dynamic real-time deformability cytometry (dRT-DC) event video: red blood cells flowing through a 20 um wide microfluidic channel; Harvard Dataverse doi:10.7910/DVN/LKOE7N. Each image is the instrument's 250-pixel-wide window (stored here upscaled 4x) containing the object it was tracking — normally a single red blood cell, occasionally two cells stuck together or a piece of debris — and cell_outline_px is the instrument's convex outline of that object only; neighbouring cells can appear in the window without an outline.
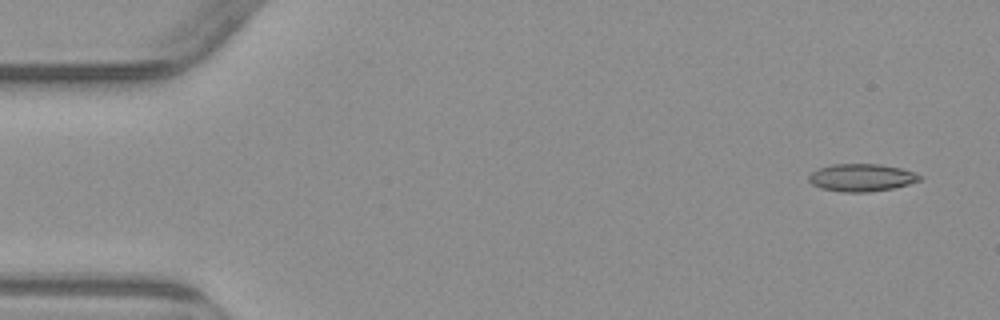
{"species": "common noctule bat (a hibernating species)", "species_latin": "Nyctalus noctula", "temperature_condition": "warm", "stored_images_in_passage": 4, "camera_frame_rate_fps": 3000, "um_per_image_px": 0.085, "animal": {"sex": "male", "body_mass_g": 23.1, "forearm_length_mm": 52.7}, "frame": {"image": 1, "passage_image": 1, "time_ms": 0.0, "image_size_px": [1000, 320], "cell_outline_px": [[924, 176], [920, 180], [908, 184], [892, 188], [868, 192], [844, 192], [820, 188], [812, 184], [808, 180], [808, 176], [812, 172], [820, 168], [832, 164], [880, 164], [900, 168]], "centroid_in_image_um": [73.22, 15.09], "position_along_channel_um": 11.8, "area_um2": 17.69}}
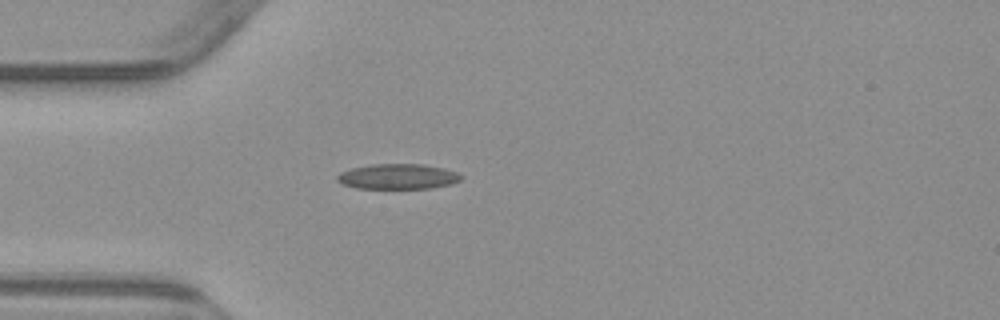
{"frame": {"image": 2, "passage_image": 4, "time_ms": 4.0, "image_size_px": [1000, 320], "cell_outline_px": [[464, 176], [460, 180], [452, 184], [432, 188], [356, 188], [340, 184], [336, 180], [336, 176], [340, 172], [352, 168], [372, 164], [424, 164], [444, 168], [456, 172]], "centroid_in_image_um": [33.81, 15.0], "position_along_channel_um": 51.2, "area_um2": 18.38}}